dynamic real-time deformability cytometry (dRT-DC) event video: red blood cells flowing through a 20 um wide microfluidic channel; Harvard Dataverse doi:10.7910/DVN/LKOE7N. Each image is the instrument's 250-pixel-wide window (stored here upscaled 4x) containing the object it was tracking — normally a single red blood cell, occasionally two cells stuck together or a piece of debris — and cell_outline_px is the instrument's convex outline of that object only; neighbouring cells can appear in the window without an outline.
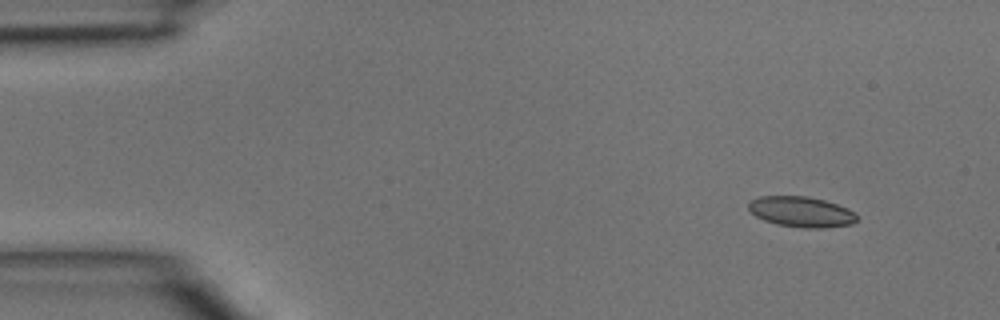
{"species": "common noctule bat (a hibernating species)", "species_latin": "Nyctalus noctula", "temperature_condition": "room temperature", "stored_images_in_passage": 4, "camera_frame_rate_fps": 3000, "um_per_image_px": 0.085, "animal": {"sex": "male", "body_mass_g": 15.6}, "frame": {"image": 1, "passage_image": 1, "time_ms": 0.0, "image_size_px": [1000, 320], "cell_outline_px": [[856, 220], [852, 224], [824, 228], [800, 228], [776, 224], [764, 220], [756, 216], [748, 208], [748, 204], [752, 200], [760, 196], [808, 196], [824, 200], [848, 208], [856, 216]], "centroid_in_image_um": [68.09, 18.01], "position_along_channel_um": 16.9, "area_um2": 19.19}}